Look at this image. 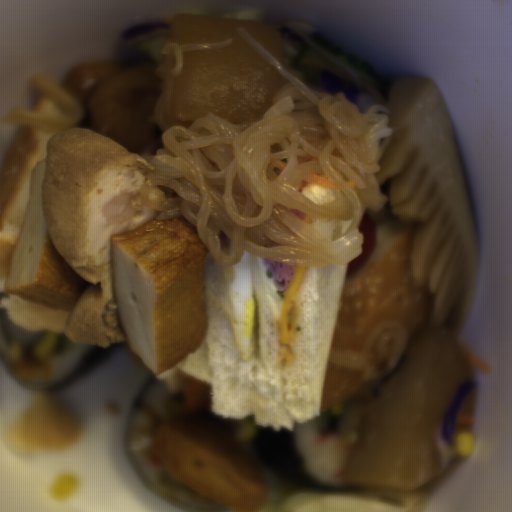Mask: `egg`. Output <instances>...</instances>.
Here are the masks:
<instances>
[{"mask_svg":"<svg viewBox=\"0 0 512 512\" xmlns=\"http://www.w3.org/2000/svg\"><path fill=\"white\" fill-rule=\"evenodd\" d=\"M60 335L61 331H54L44 328V330L33 343L32 350L35 356L42 358L50 356Z\"/></svg>","mask_w":512,"mask_h":512,"instance_id":"2","label":"egg"},{"mask_svg":"<svg viewBox=\"0 0 512 512\" xmlns=\"http://www.w3.org/2000/svg\"><path fill=\"white\" fill-rule=\"evenodd\" d=\"M229 276L230 314L237 348L242 358L256 351L253 253H243L238 264H226Z\"/></svg>","mask_w":512,"mask_h":512,"instance_id":"1","label":"egg"}]
</instances>
